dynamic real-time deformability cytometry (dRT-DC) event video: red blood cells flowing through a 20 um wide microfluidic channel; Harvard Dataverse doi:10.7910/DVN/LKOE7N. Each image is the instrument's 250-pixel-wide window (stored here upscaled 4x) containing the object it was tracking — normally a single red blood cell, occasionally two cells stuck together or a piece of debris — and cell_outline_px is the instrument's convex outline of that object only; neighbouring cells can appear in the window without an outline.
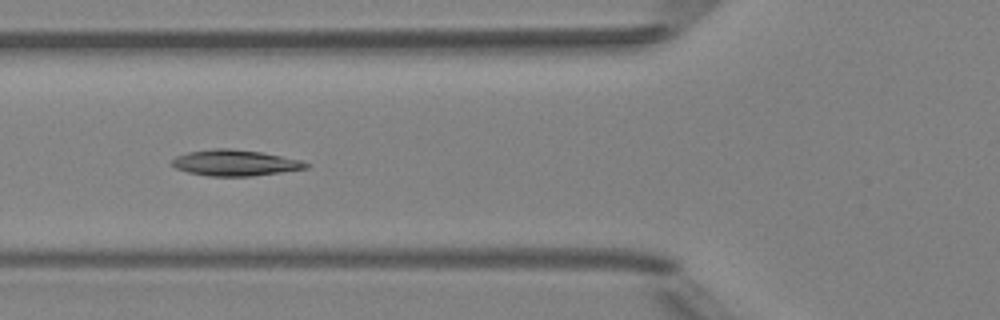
{"species": "Egyptian fruit bat (a non-hibernating species)", "species_latin": "Rousettus aegyptiacus", "temperature_condition": "room temperature", "stored_images_in_passage": 6, "camera_frame_rate_fps": 3000, "um_per_image_px": 0.085, "animal": {"sex": "female"}, "frame": {"image": 1, "passage_image": 5, "time_ms": 5.667, "image_size_px": [1000, 320], "cell_outline_px": [[308, 168], [252, 176], [208, 176], [188, 172], [176, 168], [172, 164], [172, 160], [176, 156], [188, 152], [212, 148], [228, 148], [260, 152], [300, 160], [308, 164]], "centroid_in_image_um": [19.94, 13.84], "position_along_channel_um": 105.9, "area_um2": 20.06}}
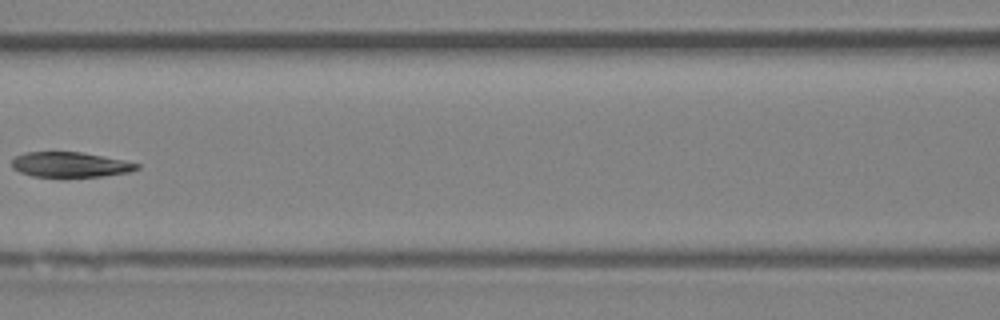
{"frame": {"image": 2, "passage_image": 6, "time_ms": 7.0, "image_size_px": [1000, 320], "cell_outline_px": [[140, 168], [128, 172], [100, 176], [32, 176], [20, 172], [12, 168], [12, 160], [16, 156], [24, 152], [80, 152], [124, 160], [140, 164]], "centroid_in_image_um": [5.95, 13.98], "position_along_channel_um": 160.6, "area_um2": 18.03}}